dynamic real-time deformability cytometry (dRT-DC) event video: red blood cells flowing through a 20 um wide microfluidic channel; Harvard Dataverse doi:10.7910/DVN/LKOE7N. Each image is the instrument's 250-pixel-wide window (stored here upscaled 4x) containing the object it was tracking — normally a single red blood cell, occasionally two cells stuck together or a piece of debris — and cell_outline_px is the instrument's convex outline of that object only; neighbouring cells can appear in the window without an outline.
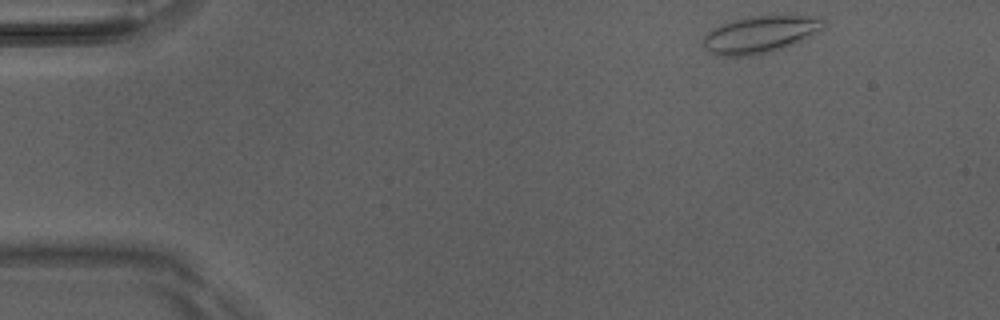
{"species": "Egyptian fruit bat (a non-hibernating species)", "species_latin": "Rousettus aegyptiacus", "temperature_condition": "room temperature", "stored_images_in_passage": 3, "camera_frame_rate_fps": 3000, "um_per_image_px": 0.085, "animal": {"sex": "male"}, "frame": {"image": 1, "passage_image": 1, "time_ms": 0.0, "image_size_px": [1000, 320], "cell_outline_px": [[824, 28], [820, 32], [812, 36], [784, 48], [772, 52], [752, 56], [716, 56], [708, 52], [700, 44], [704, 36], [712, 28], [720, 24], [752, 16], [784, 12], [816, 16], [824, 20]], "centroid_in_image_um": [64.65, 2.9], "position_along_channel_um": 20.3, "area_um2": 27.28}}